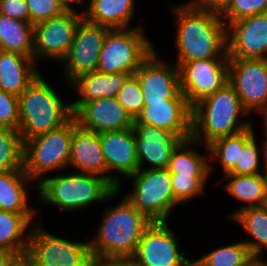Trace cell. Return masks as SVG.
Returning <instances> with one entry per match:
<instances>
[{
	"label": "cell",
	"mask_w": 267,
	"mask_h": 266,
	"mask_svg": "<svg viewBox=\"0 0 267 266\" xmlns=\"http://www.w3.org/2000/svg\"><path fill=\"white\" fill-rule=\"evenodd\" d=\"M171 8L176 27V62L229 58L226 25L219 14L198 9L188 1Z\"/></svg>",
	"instance_id": "obj_1"
},
{
	"label": "cell",
	"mask_w": 267,
	"mask_h": 266,
	"mask_svg": "<svg viewBox=\"0 0 267 266\" xmlns=\"http://www.w3.org/2000/svg\"><path fill=\"white\" fill-rule=\"evenodd\" d=\"M105 210L96 235L88 240L93 258H132L142 233L152 221L125 197Z\"/></svg>",
	"instance_id": "obj_2"
},
{
	"label": "cell",
	"mask_w": 267,
	"mask_h": 266,
	"mask_svg": "<svg viewBox=\"0 0 267 266\" xmlns=\"http://www.w3.org/2000/svg\"><path fill=\"white\" fill-rule=\"evenodd\" d=\"M247 115L234 87L227 82L192 107L191 137L207 146L215 139L240 133L252 126V121L240 119Z\"/></svg>",
	"instance_id": "obj_3"
},
{
	"label": "cell",
	"mask_w": 267,
	"mask_h": 266,
	"mask_svg": "<svg viewBox=\"0 0 267 266\" xmlns=\"http://www.w3.org/2000/svg\"><path fill=\"white\" fill-rule=\"evenodd\" d=\"M61 171L45 178L35 187L39 204L55 205L63 212H77L96 202H106L120 195L105 178L94 174ZM69 211V212H68Z\"/></svg>",
	"instance_id": "obj_4"
},
{
	"label": "cell",
	"mask_w": 267,
	"mask_h": 266,
	"mask_svg": "<svg viewBox=\"0 0 267 266\" xmlns=\"http://www.w3.org/2000/svg\"><path fill=\"white\" fill-rule=\"evenodd\" d=\"M43 76L40 73L18 97V131L23 141L58 129L73 117L71 103L63 101Z\"/></svg>",
	"instance_id": "obj_5"
},
{
	"label": "cell",
	"mask_w": 267,
	"mask_h": 266,
	"mask_svg": "<svg viewBox=\"0 0 267 266\" xmlns=\"http://www.w3.org/2000/svg\"><path fill=\"white\" fill-rule=\"evenodd\" d=\"M73 136V117L60 128L23 141V169L40 183L47 173L69 167Z\"/></svg>",
	"instance_id": "obj_6"
},
{
	"label": "cell",
	"mask_w": 267,
	"mask_h": 266,
	"mask_svg": "<svg viewBox=\"0 0 267 266\" xmlns=\"http://www.w3.org/2000/svg\"><path fill=\"white\" fill-rule=\"evenodd\" d=\"M143 29L139 26L110 29L99 53L96 71L134 74L155 49Z\"/></svg>",
	"instance_id": "obj_7"
},
{
	"label": "cell",
	"mask_w": 267,
	"mask_h": 266,
	"mask_svg": "<svg viewBox=\"0 0 267 266\" xmlns=\"http://www.w3.org/2000/svg\"><path fill=\"white\" fill-rule=\"evenodd\" d=\"M127 179H132L133 190L124 197L150 221L167 222L172 209L180 206L167 168L138 170Z\"/></svg>",
	"instance_id": "obj_8"
},
{
	"label": "cell",
	"mask_w": 267,
	"mask_h": 266,
	"mask_svg": "<svg viewBox=\"0 0 267 266\" xmlns=\"http://www.w3.org/2000/svg\"><path fill=\"white\" fill-rule=\"evenodd\" d=\"M34 224L23 264L25 266H92L89 241H70Z\"/></svg>",
	"instance_id": "obj_9"
},
{
	"label": "cell",
	"mask_w": 267,
	"mask_h": 266,
	"mask_svg": "<svg viewBox=\"0 0 267 266\" xmlns=\"http://www.w3.org/2000/svg\"><path fill=\"white\" fill-rule=\"evenodd\" d=\"M174 63L179 68L181 92L191 107L229 81V58Z\"/></svg>",
	"instance_id": "obj_10"
},
{
	"label": "cell",
	"mask_w": 267,
	"mask_h": 266,
	"mask_svg": "<svg viewBox=\"0 0 267 266\" xmlns=\"http://www.w3.org/2000/svg\"><path fill=\"white\" fill-rule=\"evenodd\" d=\"M248 114L267 108V59L229 58V81Z\"/></svg>",
	"instance_id": "obj_11"
},
{
	"label": "cell",
	"mask_w": 267,
	"mask_h": 266,
	"mask_svg": "<svg viewBox=\"0 0 267 266\" xmlns=\"http://www.w3.org/2000/svg\"><path fill=\"white\" fill-rule=\"evenodd\" d=\"M167 222H152L142 233L132 259L138 266H185L187 257L179 249V237L175 236Z\"/></svg>",
	"instance_id": "obj_12"
},
{
	"label": "cell",
	"mask_w": 267,
	"mask_h": 266,
	"mask_svg": "<svg viewBox=\"0 0 267 266\" xmlns=\"http://www.w3.org/2000/svg\"><path fill=\"white\" fill-rule=\"evenodd\" d=\"M111 28L81 19L66 56L61 60L64 65L67 84L76 77L96 71L99 53Z\"/></svg>",
	"instance_id": "obj_13"
},
{
	"label": "cell",
	"mask_w": 267,
	"mask_h": 266,
	"mask_svg": "<svg viewBox=\"0 0 267 266\" xmlns=\"http://www.w3.org/2000/svg\"><path fill=\"white\" fill-rule=\"evenodd\" d=\"M82 18L79 12L65 11L35 24L33 60L37 63L39 59H54L60 63L71 47Z\"/></svg>",
	"instance_id": "obj_14"
},
{
	"label": "cell",
	"mask_w": 267,
	"mask_h": 266,
	"mask_svg": "<svg viewBox=\"0 0 267 266\" xmlns=\"http://www.w3.org/2000/svg\"><path fill=\"white\" fill-rule=\"evenodd\" d=\"M157 53L155 48L134 73L138 78L144 103L186 98L180 89L179 68L175 63L166 64Z\"/></svg>",
	"instance_id": "obj_15"
},
{
	"label": "cell",
	"mask_w": 267,
	"mask_h": 266,
	"mask_svg": "<svg viewBox=\"0 0 267 266\" xmlns=\"http://www.w3.org/2000/svg\"><path fill=\"white\" fill-rule=\"evenodd\" d=\"M226 40L229 58L267 59V12L229 23Z\"/></svg>",
	"instance_id": "obj_16"
},
{
	"label": "cell",
	"mask_w": 267,
	"mask_h": 266,
	"mask_svg": "<svg viewBox=\"0 0 267 266\" xmlns=\"http://www.w3.org/2000/svg\"><path fill=\"white\" fill-rule=\"evenodd\" d=\"M71 109L80 127L96 133L132 128L134 121L116 97L71 102Z\"/></svg>",
	"instance_id": "obj_17"
},
{
	"label": "cell",
	"mask_w": 267,
	"mask_h": 266,
	"mask_svg": "<svg viewBox=\"0 0 267 266\" xmlns=\"http://www.w3.org/2000/svg\"><path fill=\"white\" fill-rule=\"evenodd\" d=\"M99 139L106 161L107 181L121 192L120 177L127 178L139 170L134 131L132 128L106 131L99 133ZM112 171L122 176L112 175Z\"/></svg>",
	"instance_id": "obj_18"
},
{
	"label": "cell",
	"mask_w": 267,
	"mask_h": 266,
	"mask_svg": "<svg viewBox=\"0 0 267 266\" xmlns=\"http://www.w3.org/2000/svg\"><path fill=\"white\" fill-rule=\"evenodd\" d=\"M132 129L139 170L167 168L174 150L184 140L168 130L144 123H133Z\"/></svg>",
	"instance_id": "obj_19"
},
{
	"label": "cell",
	"mask_w": 267,
	"mask_h": 266,
	"mask_svg": "<svg viewBox=\"0 0 267 266\" xmlns=\"http://www.w3.org/2000/svg\"><path fill=\"white\" fill-rule=\"evenodd\" d=\"M133 123L163 128L175 136L188 139L192 135V107L186 98H172L157 103H144Z\"/></svg>",
	"instance_id": "obj_20"
},
{
	"label": "cell",
	"mask_w": 267,
	"mask_h": 266,
	"mask_svg": "<svg viewBox=\"0 0 267 266\" xmlns=\"http://www.w3.org/2000/svg\"><path fill=\"white\" fill-rule=\"evenodd\" d=\"M72 166L77 170L75 172L94 174L107 180L106 161L101 149L99 133L80 127L74 117L69 158V167Z\"/></svg>",
	"instance_id": "obj_21"
},
{
	"label": "cell",
	"mask_w": 267,
	"mask_h": 266,
	"mask_svg": "<svg viewBox=\"0 0 267 266\" xmlns=\"http://www.w3.org/2000/svg\"><path fill=\"white\" fill-rule=\"evenodd\" d=\"M35 215L0 210V255L25 259Z\"/></svg>",
	"instance_id": "obj_22"
},
{
	"label": "cell",
	"mask_w": 267,
	"mask_h": 266,
	"mask_svg": "<svg viewBox=\"0 0 267 266\" xmlns=\"http://www.w3.org/2000/svg\"><path fill=\"white\" fill-rule=\"evenodd\" d=\"M33 58L0 50V90L20 96L41 73Z\"/></svg>",
	"instance_id": "obj_23"
},
{
	"label": "cell",
	"mask_w": 267,
	"mask_h": 266,
	"mask_svg": "<svg viewBox=\"0 0 267 266\" xmlns=\"http://www.w3.org/2000/svg\"><path fill=\"white\" fill-rule=\"evenodd\" d=\"M130 75L129 73L103 74L98 71L84 73L70 83L79 97L72 102H88L94 99L116 97Z\"/></svg>",
	"instance_id": "obj_24"
},
{
	"label": "cell",
	"mask_w": 267,
	"mask_h": 266,
	"mask_svg": "<svg viewBox=\"0 0 267 266\" xmlns=\"http://www.w3.org/2000/svg\"><path fill=\"white\" fill-rule=\"evenodd\" d=\"M34 181L24 169L0 172V210L13 213H36L29 205V188Z\"/></svg>",
	"instance_id": "obj_25"
},
{
	"label": "cell",
	"mask_w": 267,
	"mask_h": 266,
	"mask_svg": "<svg viewBox=\"0 0 267 266\" xmlns=\"http://www.w3.org/2000/svg\"><path fill=\"white\" fill-rule=\"evenodd\" d=\"M136 0H89L83 17L111 29L129 28L136 13Z\"/></svg>",
	"instance_id": "obj_26"
},
{
	"label": "cell",
	"mask_w": 267,
	"mask_h": 266,
	"mask_svg": "<svg viewBox=\"0 0 267 266\" xmlns=\"http://www.w3.org/2000/svg\"><path fill=\"white\" fill-rule=\"evenodd\" d=\"M199 145L202 144L192 137L184 139L172 154L167 167L169 173L171 175L211 176L210 174L215 168L209 160L208 147L204 145L203 148H205L207 154L201 155L195 150Z\"/></svg>",
	"instance_id": "obj_27"
},
{
	"label": "cell",
	"mask_w": 267,
	"mask_h": 266,
	"mask_svg": "<svg viewBox=\"0 0 267 266\" xmlns=\"http://www.w3.org/2000/svg\"><path fill=\"white\" fill-rule=\"evenodd\" d=\"M224 179L227 180L224 188L228 194L246 204L227 216L230 217L229 220L244 208L264 206L266 196L263 173L256 175L225 174L223 175Z\"/></svg>",
	"instance_id": "obj_28"
},
{
	"label": "cell",
	"mask_w": 267,
	"mask_h": 266,
	"mask_svg": "<svg viewBox=\"0 0 267 266\" xmlns=\"http://www.w3.org/2000/svg\"><path fill=\"white\" fill-rule=\"evenodd\" d=\"M34 25L0 14V50L33 58Z\"/></svg>",
	"instance_id": "obj_29"
},
{
	"label": "cell",
	"mask_w": 267,
	"mask_h": 266,
	"mask_svg": "<svg viewBox=\"0 0 267 266\" xmlns=\"http://www.w3.org/2000/svg\"><path fill=\"white\" fill-rule=\"evenodd\" d=\"M230 220L241 224L250 234L242 240L253 256L262 257V251L267 250V209L264 206L248 207L240 210Z\"/></svg>",
	"instance_id": "obj_30"
},
{
	"label": "cell",
	"mask_w": 267,
	"mask_h": 266,
	"mask_svg": "<svg viewBox=\"0 0 267 266\" xmlns=\"http://www.w3.org/2000/svg\"><path fill=\"white\" fill-rule=\"evenodd\" d=\"M254 126H250L246 130L213 140L207 145L209 150V160L219 162L223 168V172L227 174L238 161L239 148L243 146L255 135Z\"/></svg>",
	"instance_id": "obj_31"
},
{
	"label": "cell",
	"mask_w": 267,
	"mask_h": 266,
	"mask_svg": "<svg viewBox=\"0 0 267 266\" xmlns=\"http://www.w3.org/2000/svg\"><path fill=\"white\" fill-rule=\"evenodd\" d=\"M253 255L241 240L234 244L216 247L196 259L203 266H244Z\"/></svg>",
	"instance_id": "obj_32"
},
{
	"label": "cell",
	"mask_w": 267,
	"mask_h": 266,
	"mask_svg": "<svg viewBox=\"0 0 267 266\" xmlns=\"http://www.w3.org/2000/svg\"><path fill=\"white\" fill-rule=\"evenodd\" d=\"M23 168V140L18 130L0 127V172Z\"/></svg>",
	"instance_id": "obj_33"
},
{
	"label": "cell",
	"mask_w": 267,
	"mask_h": 266,
	"mask_svg": "<svg viewBox=\"0 0 267 266\" xmlns=\"http://www.w3.org/2000/svg\"><path fill=\"white\" fill-rule=\"evenodd\" d=\"M211 176L171 175V186L175 200L182 206L199 198Z\"/></svg>",
	"instance_id": "obj_34"
},
{
	"label": "cell",
	"mask_w": 267,
	"mask_h": 266,
	"mask_svg": "<svg viewBox=\"0 0 267 266\" xmlns=\"http://www.w3.org/2000/svg\"><path fill=\"white\" fill-rule=\"evenodd\" d=\"M255 134L244 146L239 148L238 161L227 174L256 175L263 173L261 149Z\"/></svg>",
	"instance_id": "obj_35"
},
{
	"label": "cell",
	"mask_w": 267,
	"mask_h": 266,
	"mask_svg": "<svg viewBox=\"0 0 267 266\" xmlns=\"http://www.w3.org/2000/svg\"><path fill=\"white\" fill-rule=\"evenodd\" d=\"M116 98L133 119L138 116L144 106V97L135 74L127 78Z\"/></svg>",
	"instance_id": "obj_36"
},
{
	"label": "cell",
	"mask_w": 267,
	"mask_h": 266,
	"mask_svg": "<svg viewBox=\"0 0 267 266\" xmlns=\"http://www.w3.org/2000/svg\"><path fill=\"white\" fill-rule=\"evenodd\" d=\"M267 12V0H231L228 8L220 15L225 25L253 16L258 13Z\"/></svg>",
	"instance_id": "obj_37"
},
{
	"label": "cell",
	"mask_w": 267,
	"mask_h": 266,
	"mask_svg": "<svg viewBox=\"0 0 267 266\" xmlns=\"http://www.w3.org/2000/svg\"><path fill=\"white\" fill-rule=\"evenodd\" d=\"M29 9L30 23L47 21L50 18L59 16L65 10L59 0H25Z\"/></svg>",
	"instance_id": "obj_38"
},
{
	"label": "cell",
	"mask_w": 267,
	"mask_h": 266,
	"mask_svg": "<svg viewBox=\"0 0 267 266\" xmlns=\"http://www.w3.org/2000/svg\"><path fill=\"white\" fill-rule=\"evenodd\" d=\"M0 127L18 130V96L0 90Z\"/></svg>",
	"instance_id": "obj_39"
},
{
	"label": "cell",
	"mask_w": 267,
	"mask_h": 266,
	"mask_svg": "<svg viewBox=\"0 0 267 266\" xmlns=\"http://www.w3.org/2000/svg\"><path fill=\"white\" fill-rule=\"evenodd\" d=\"M0 14L30 22V15L25 0H0Z\"/></svg>",
	"instance_id": "obj_40"
},
{
	"label": "cell",
	"mask_w": 267,
	"mask_h": 266,
	"mask_svg": "<svg viewBox=\"0 0 267 266\" xmlns=\"http://www.w3.org/2000/svg\"><path fill=\"white\" fill-rule=\"evenodd\" d=\"M192 6L221 15L231 3V0H191Z\"/></svg>",
	"instance_id": "obj_41"
},
{
	"label": "cell",
	"mask_w": 267,
	"mask_h": 266,
	"mask_svg": "<svg viewBox=\"0 0 267 266\" xmlns=\"http://www.w3.org/2000/svg\"><path fill=\"white\" fill-rule=\"evenodd\" d=\"M92 266H138L132 258H105L93 259Z\"/></svg>",
	"instance_id": "obj_42"
},
{
	"label": "cell",
	"mask_w": 267,
	"mask_h": 266,
	"mask_svg": "<svg viewBox=\"0 0 267 266\" xmlns=\"http://www.w3.org/2000/svg\"><path fill=\"white\" fill-rule=\"evenodd\" d=\"M61 6L63 7V9L65 11H72V12H79L76 10L75 5L78 4V6H82L81 9H83V11H81L80 13L83 15L88 7L89 4V0H59ZM74 6V7H73Z\"/></svg>",
	"instance_id": "obj_43"
},
{
	"label": "cell",
	"mask_w": 267,
	"mask_h": 266,
	"mask_svg": "<svg viewBox=\"0 0 267 266\" xmlns=\"http://www.w3.org/2000/svg\"><path fill=\"white\" fill-rule=\"evenodd\" d=\"M23 259L11 255H0V266H22Z\"/></svg>",
	"instance_id": "obj_44"
},
{
	"label": "cell",
	"mask_w": 267,
	"mask_h": 266,
	"mask_svg": "<svg viewBox=\"0 0 267 266\" xmlns=\"http://www.w3.org/2000/svg\"><path fill=\"white\" fill-rule=\"evenodd\" d=\"M264 142L262 143L261 147V160L262 161V168H263V173H267V136L264 135Z\"/></svg>",
	"instance_id": "obj_45"
},
{
	"label": "cell",
	"mask_w": 267,
	"mask_h": 266,
	"mask_svg": "<svg viewBox=\"0 0 267 266\" xmlns=\"http://www.w3.org/2000/svg\"><path fill=\"white\" fill-rule=\"evenodd\" d=\"M262 258L253 256L244 266H267V261Z\"/></svg>",
	"instance_id": "obj_46"
},
{
	"label": "cell",
	"mask_w": 267,
	"mask_h": 266,
	"mask_svg": "<svg viewBox=\"0 0 267 266\" xmlns=\"http://www.w3.org/2000/svg\"><path fill=\"white\" fill-rule=\"evenodd\" d=\"M260 116L262 117L263 119V135H266L267 136V108L260 114Z\"/></svg>",
	"instance_id": "obj_47"
},
{
	"label": "cell",
	"mask_w": 267,
	"mask_h": 266,
	"mask_svg": "<svg viewBox=\"0 0 267 266\" xmlns=\"http://www.w3.org/2000/svg\"><path fill=\"white\" fill-rule=\"evenodd\" d=\"M185 266H203L201 263H199L196 259L193 261L190 259L187 261Z\"/></svg>",
	"instance_id": "obj_48"
},
{
	"label": "cell",
	"mask_w": 267,
	"mask_h": 266,
	"mask_svg": "<svg viewBox=\"0 0 267 266\" xmlns=\"http://www.w3.org/2000/svg\"><path fill=\"white\" fill-rule=\"evenodd\" d=\"M265 196L267 197V173H263Z\"/></svg>",
	"instance_id": "obj_49"
},
{
	"label": "cell",
	"mask_w": 267,
	"mask_h": 266,
	"mask_svg": "<svg viewBox=\"0 0 267 266\" xmlns=\"http://www.w3.org/2000/svg\"><path fill=\"white\" fill-rule=\"evenodd\" d=\"M264 207L267 209V197H266V201H265Z\"/></svg>",
	"instance_id": "obj_50"
}]
</instances>
